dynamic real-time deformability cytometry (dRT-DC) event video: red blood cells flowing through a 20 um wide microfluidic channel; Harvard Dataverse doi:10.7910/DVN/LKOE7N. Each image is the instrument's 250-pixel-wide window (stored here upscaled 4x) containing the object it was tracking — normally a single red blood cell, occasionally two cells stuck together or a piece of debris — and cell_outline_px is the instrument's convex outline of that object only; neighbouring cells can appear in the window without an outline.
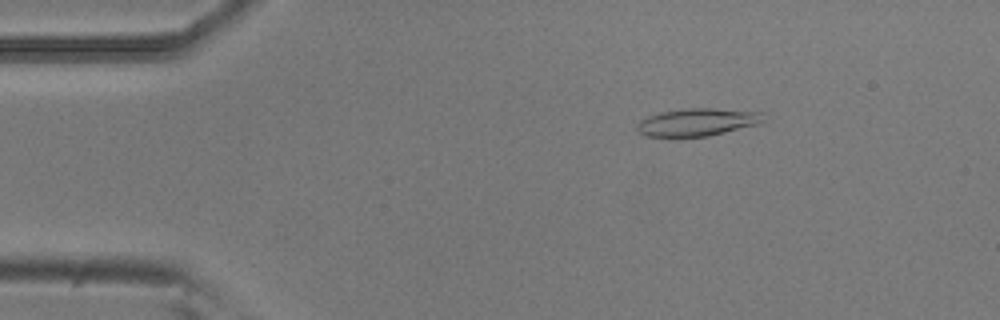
{"species": "common noctule bat (a hibernating species)", "species_latin": "Nyctalus noctula", "temperature_condition": "room temperature", "stored_images_in_passage": 15, "camera_frame_rate_fps": 3000, "um_per_image_px": 0.085, "animal": {"sex": "male", "body_mass_g": 20.5, "forearm_length_mm": 52.5}, "frame": {"image": 1, "passage_image": 8, "time_ms": 2.333, "image_size_px": [1000, 320], "cell_outline_px": [[764, 120], [756, 124], [708, 136], [648, 136], [640, 132], [636, 128], [640, 120], [648, 116], [660, 112], [688, 108], [712, 108], [760, 112]], "centroid_in_image_um": [59.24, 10.37], "position_along_channel_um": 25.8, "area_um2": 19.83}}